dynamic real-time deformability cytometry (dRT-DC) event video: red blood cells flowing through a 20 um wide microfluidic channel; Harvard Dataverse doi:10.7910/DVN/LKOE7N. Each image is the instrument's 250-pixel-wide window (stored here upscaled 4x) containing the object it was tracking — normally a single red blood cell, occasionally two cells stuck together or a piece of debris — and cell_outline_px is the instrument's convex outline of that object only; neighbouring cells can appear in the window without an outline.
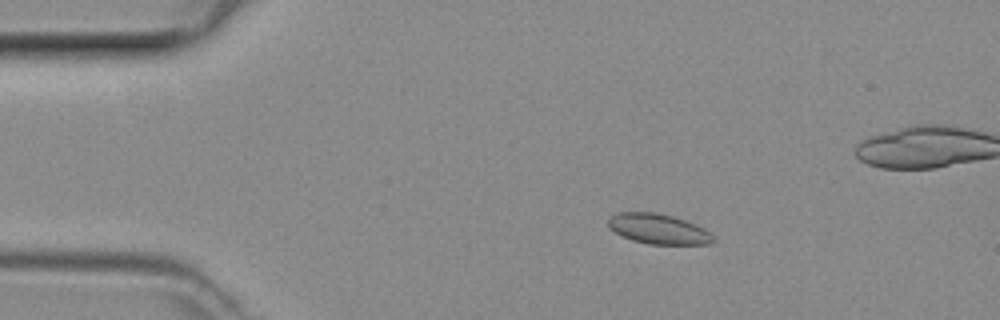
{"species": "common noctule bat (a hibernating species)", "species_latin": "Nyctalus noctula", "temperature_condition": "room temperature", "stored_images_in_passage": 48, "camera_frame_rate_fps": 3000, "um_per_image_px": 0.085, "animal": {"sex": "female", "body_mass_g": 29.2, "forearm_length_mm": 56.3}, "frame": {"image": 1, "passage_image": 8, "time_ms": 2.333, "image_size_px": [1000, 320], "cell_outline_px": [[716, 240], [712, 244], [648, 244], [632, 240], [620, 236], [608, 228], [608, 220], [612, 216], [620, 212], [656, 212], [672, 216], [696, 224], [704, 228], [716, 236]], "centroid_in_image_um": [55.99, 19.47], "position_along_channel_um": 29.0, "area_um2": 18.67}}
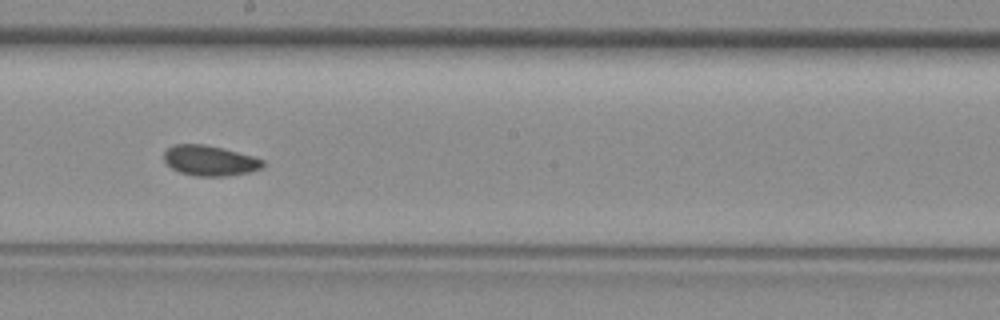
{"frame": {"image": 2, "passage_image": 26, "time_ms": 8.333, "image_size_px": [1000, 320], "cell_outline_px": [[264, 168], [248, 172], [224, 176], [196, 176], [180, 172], [172, 168], [164, 160], [164, 152], [168, 148], [176, 144], [204, 144], [252, 156], [264, 160]], "centroid_in_image_um": [17.83, 13.65], "position_along_channel_um": 230.4, "area_um2": 17.22}}
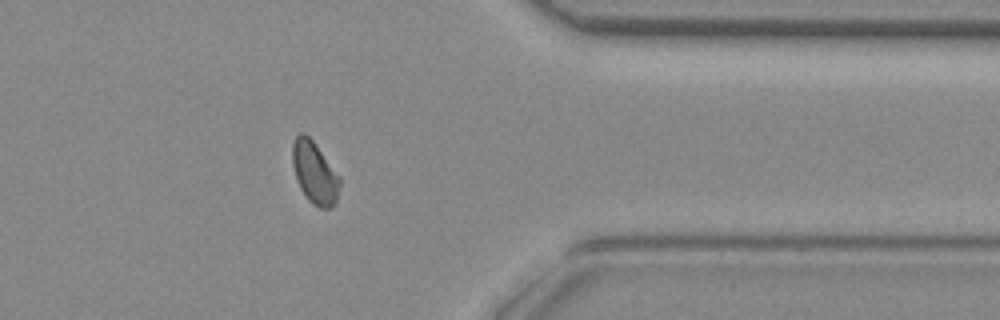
{"frame": {"image": 3, "passage_image": 38, "time_ms": 12.333, "image_size_px": [1000, 320], "cell_outline_px": [[340, 184], [336, 200], [328, 208], [320, 208], [312, 204], [308, 200], [300, 188], [296, 180], [292, 164], [292, 144], [296, 136], [300, 132], [304, 132], [312, 140], [340, 176]], "centroid_in_image_um": [26.71, 14.67], "position_along_channel_um": 384.7, "area_um2": 17.05}}